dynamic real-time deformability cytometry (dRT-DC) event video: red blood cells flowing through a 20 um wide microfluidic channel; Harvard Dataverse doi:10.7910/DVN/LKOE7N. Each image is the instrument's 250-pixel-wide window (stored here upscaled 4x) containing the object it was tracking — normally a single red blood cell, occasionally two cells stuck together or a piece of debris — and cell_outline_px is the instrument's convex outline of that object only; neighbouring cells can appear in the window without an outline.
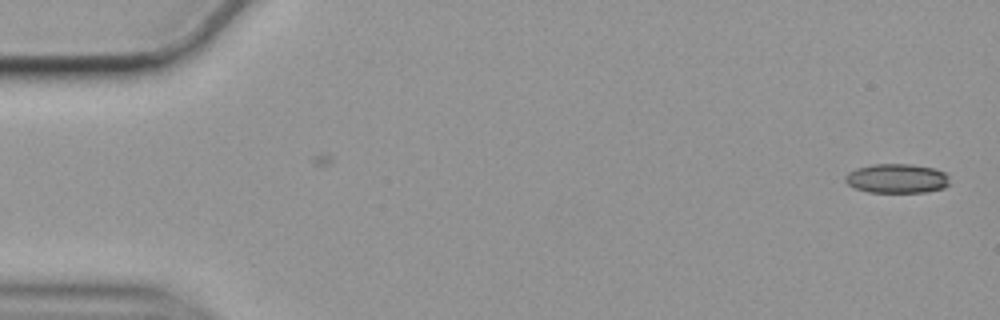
{"species": "common noctule bat (a hibernating species)", "species_latin": "Nyctalus noctula", "temperature_condition": "cold", "stored_images_in_passage": 56, "camera_frame_rate_fps": 3000, "um_per_image_px": 0.085, "animal": {"sex": "female", "body_mass_g": 19.9}, "frame": {"image": 1, "passage_image": 1, "time_ms": 0.0, "image_size_px": [1000, 320], "cell_outline_px": [[948, 184], [944, 188], [924, 192], [868, 192], [856, 188], [848, 184], [844, 180], [844, 176], [848, 172], [856, 168], [872, 164], [912, 164], [936, 168], [944, 172], [948, 176]], "centroid_in_image_um": [76.22, 15.16], "position_along_channel_um": 8.8, "area_um2": 17.92}}
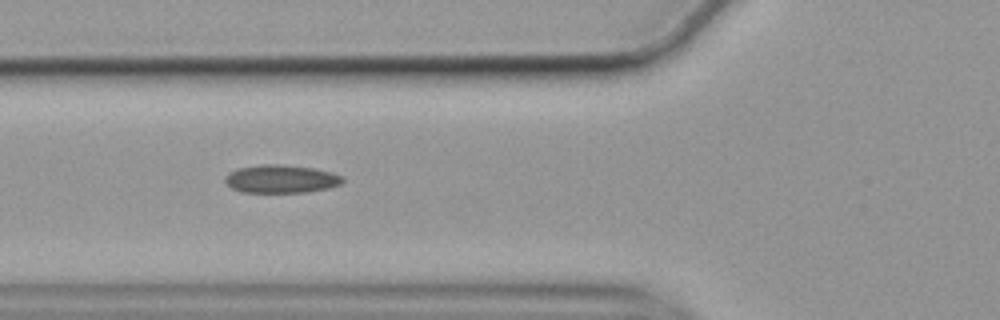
{"frame": {"image": 2, "passage_image": 20, "time_ms": 6.333, "image_size_px": [1000, 320], "cell_outline_px": [[344, 180], [340, 184], [328, 188], [308, 192], [240, 192], [232, 188], [224, 180], [224, 176], [228, 172], [236, 168], [260, 164], [280, 164], [312, 168], [332, 172], [344, 176]], "centroid_in_image_um": [23.87, 15.2], "position_along_channel_um": 101.9, "area_um2": 19.42}}
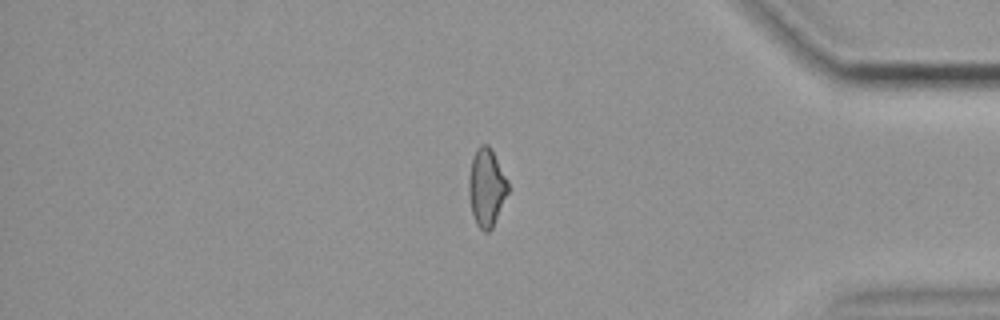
{"frame": {"image": 3, "passage_image": 47, "time_ms": 15.333, "image_size_px": [1000, 320], "cell_outline_px": [[508, 192], [492, 228], [488, 232], [484, 232], [476, 224], [472, 212], [468, 188], [468, 176], [472, 156], [476, 148], [480, 144], [488, 144], [492, 148], [508, 180]], "centroid_in_image_um": [41.34, 15.88], "position_along_channel_um": 393.9, "area_um2": 17.98}, "authors_computed_cell_mechanics": {"area_um2": 18.3515, "velocity_mm_per_s": 3.545, "shape_relaxation_time_tau1_ms": null, "shape_relaxation_time_tau2_ms": 4.0399, "deformation_change_tau1": null, "deformation_change_tau2": 0.1088}}